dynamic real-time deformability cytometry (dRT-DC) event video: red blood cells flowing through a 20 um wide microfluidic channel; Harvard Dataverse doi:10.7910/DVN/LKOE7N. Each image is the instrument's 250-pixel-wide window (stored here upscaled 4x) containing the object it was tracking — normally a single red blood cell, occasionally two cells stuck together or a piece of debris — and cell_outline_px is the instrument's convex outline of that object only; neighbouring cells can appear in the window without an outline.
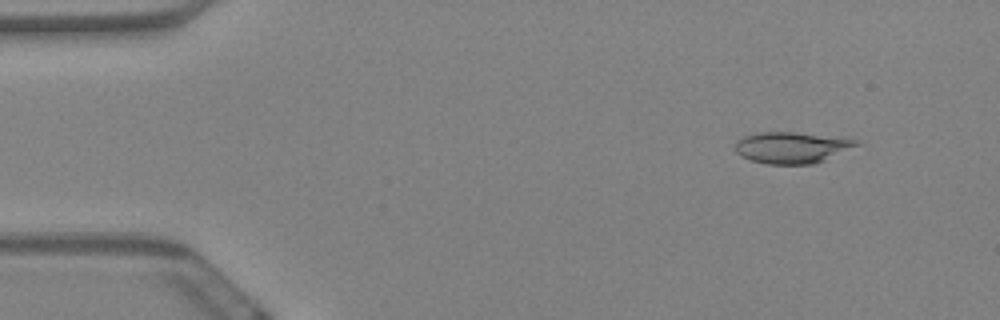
{"species": "Egyptian fruit bat (a non-hibernating species)", "species_latin": "Rousettus aegyptiacus", "temperature_condition": "warm", "stored_images_in_passage": 59, "camera_frame_rate_fps": 3000, "um_per_image_px": 0.085, "animal": {"sex": "female"}, "frame": {"image": 1, "passage_image": 6, "time_ms": 1.667, "image_size_px": [1000, 320], "cell_outline_px": [[860, 144], [824, 160], [812, 164], [768, 164], [752, 160], [736, 152], [736, 144], [744, 136], [760, 132], [792, 132], [844, 136], [856, 140]], "centroid_in_image_um": [67.36, 12.52], "position_along_channel_um": 17.6, "area_um2": 21.96}}
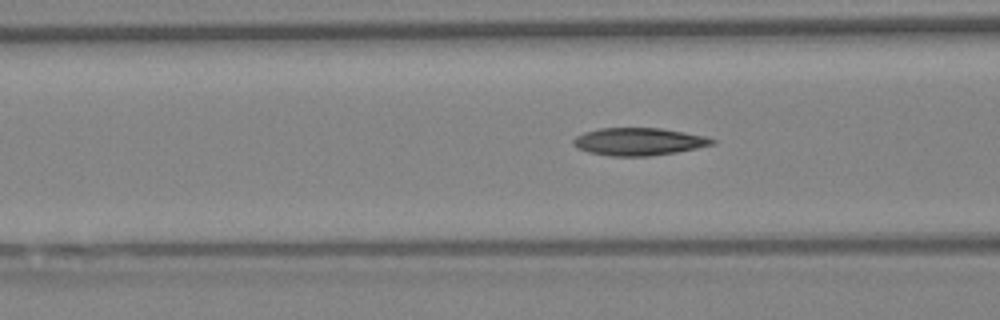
{"frame": {"image": 2, "passage_image": 23, "time_ms": 7.333, "image_size_px": [1000, 320], "cell_outline_px": [[716, 140], [712, 144], [696, 148], [676, 152], [648, 156], [612, 156], [588, 152], [572, 144], [572, 140], [576, 136], [584, 132], [600, 128], [660, 128], [684, 132], [704, 136]], "centroid_in_image_um": [54.26, 12.03], "position_along_channel_um": 112.3, "area_um2": 22.08}}
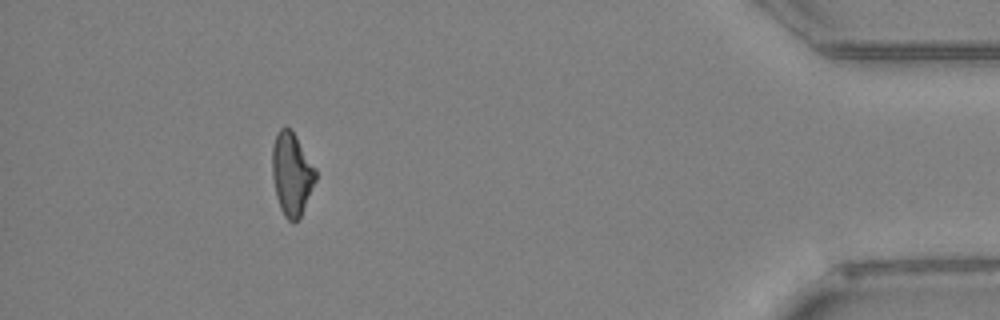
{"frame": {"image": 3, "passage_image": 54, "time_ms": 17.667, "image_size_px": [1000, 320], "cell_outline_px": [[316, 180], [300, 216], [292, 224], [284, 216], [280, 208], [276, 196], [272, 176], [272, 148], [276, 132], [280, 128], [288, 128], [296, 136], [316, 168]], "centroid_in_image_um": [24.78, 14.78], "position_along_channel_um": 410.4, "area_um2": 20.87}, "authors_computed_cell_mechanics": {"area_um2": 21.6172, "velocity_mm_per_s": 3.4426, "shape_relaxation_time_tau1_ms": null, "shape_relaxation_time_tau2_ms": 4.2272, "deformation_change_tau1": null, "deformation_change_tau2": 0.123}}